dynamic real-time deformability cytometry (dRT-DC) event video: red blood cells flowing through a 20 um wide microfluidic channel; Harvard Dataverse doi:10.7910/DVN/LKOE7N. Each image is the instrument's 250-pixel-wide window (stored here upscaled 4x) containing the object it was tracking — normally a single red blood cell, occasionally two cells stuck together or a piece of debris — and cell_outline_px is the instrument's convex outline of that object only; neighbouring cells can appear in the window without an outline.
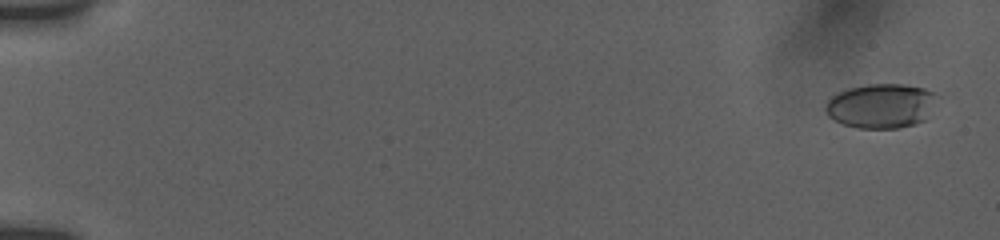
{"species": "human", "species_latin": "Homo sapiens", "temperature_condition": "room temperature", "stored_images_in_passage": 64, "camera_frame_rate_fps": 3000, "um_per_image_px": 0.085, "donor": {"sex": "female"}, "frame": {"image": 1, "passage_image": 1, "time_ms": 0.0, "image_size_px": [1000, 240], "cell_outline_px": [[940, 96], [924, 120], [916, 124], [900, 128], [856, 128], [844, 124], [828, 116], [824, 108], [828, 100], [836, 92], [848, 88], [868, 84], [904, 84], [924, 88], [936, 92]], "centroid_in_image_um": [74.92, 8.99], "position_along_channel_um": 10.1, "area_um2": 29.25}}
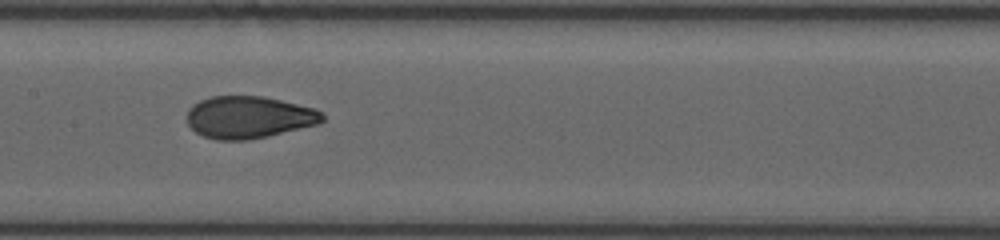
{"frame": {"image": 2, "passage_image": 33, "time_ms": 9.333, "image_size_px": [1000, 240], "cell_outline_px": [[324, 120], [316, 124], [268, 136], [248, 140], [216, 140], [204, 136], [196, 132], [188, 124], [188, 108], [192, 104], [200, 100], [212, 96], [264, 96], [316, 108], [324, 112]], "centroid_in_image_um": [21.16, 9.95], "position_along_channel_um": 186.2, "area_um2": 33.35}}
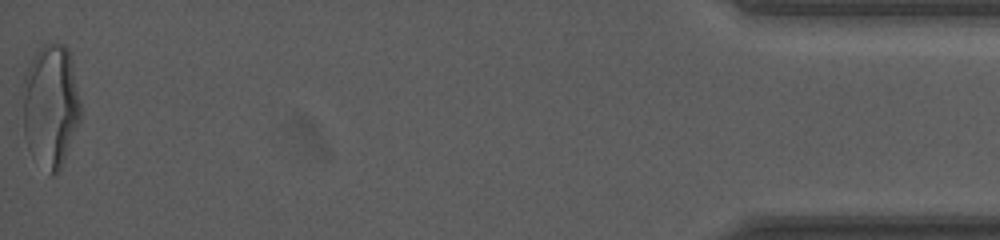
{"frame": {"image": 3, "passage_image": 64, "time_ms": 18.0, "image_size_px": [1000, 240], "cell_outline_px": [[80, 120], [60, 168], [56, 176], [52, 176], [28, 148], [24, 136], [20, 92], [24, 76], [32, 60], [40, 48], [44, 44], [64, 44], [68, 48], [80, 104]], "centroid_in_image_um": [4.26, 8.99], "position_along_channel_um": 430.9, "area_um2": 41.27}, "authors_computed_cell_mechanics": {"area_um2": 33.2928, "velocity_mm_per_s": 3.7953, "shape_relaxation_time_tau1_ms": 4.6751, "shape_relaxation_time_tau2_ms": 0.9945, "deformation_change_tau1": 0.1586, "deformation_change_tau2": 0.0651}}